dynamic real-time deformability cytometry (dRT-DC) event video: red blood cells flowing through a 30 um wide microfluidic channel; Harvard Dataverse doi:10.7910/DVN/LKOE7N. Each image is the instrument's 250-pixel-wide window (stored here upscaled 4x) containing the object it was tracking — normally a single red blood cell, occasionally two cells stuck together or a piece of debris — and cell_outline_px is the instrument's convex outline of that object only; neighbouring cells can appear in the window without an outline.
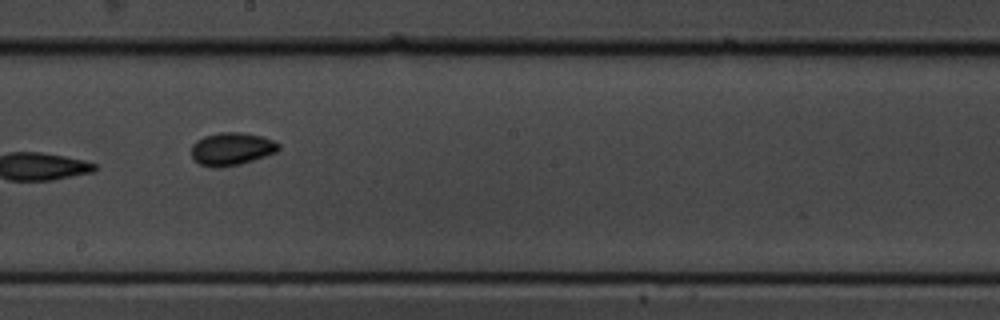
{"species": "common noctule bat (a hibernating species)", "species_latin": "Nyctalus noctula", "temperature_condition": "cold", "stored_images_in_passage": 9, "camera_frame_rate_fps": 3000, "um_per_image_px": 0.085, "animal": {"sex": "male", "body_mass_g": 19.5, "forearm_length_mm": 54.6}, "frame": {"image": 1, "passage_image": 9, "time_ms": 2.667, "image_size_px": [1000, 320], "cell_outline_px": [[280, 148], [276, 152], [240, 164], [216, 168], [200, 164], [192, 156], [192, 144], [196, 140], [204, 136], [220, 132], [240, 132], [260, 136], [272, 140], [280, 144]], "centroid_in_image_um": [19.68, 12.65], "position_along_channel_um": 228.5, "area_um2": 16.47}}